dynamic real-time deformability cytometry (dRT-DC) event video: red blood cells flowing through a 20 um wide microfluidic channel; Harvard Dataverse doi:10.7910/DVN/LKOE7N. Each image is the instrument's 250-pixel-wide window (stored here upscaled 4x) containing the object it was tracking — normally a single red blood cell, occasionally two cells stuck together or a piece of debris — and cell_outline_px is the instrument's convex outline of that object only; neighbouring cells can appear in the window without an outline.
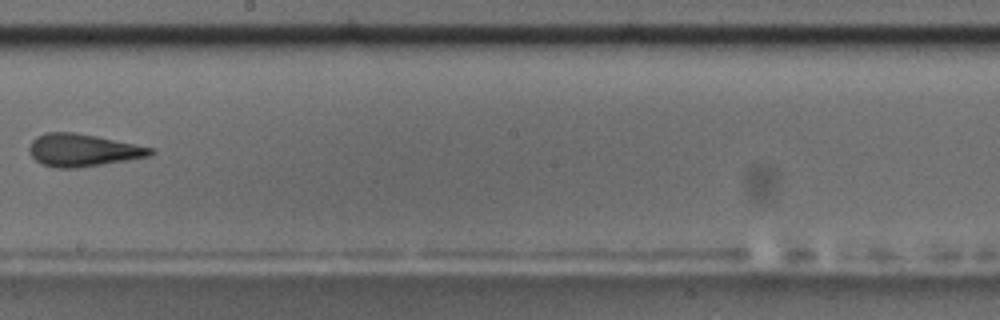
{"species": "common noctule bat (a hibernating species)", "species_latin": "Nyctalus noctula", "temperature_condition": "room temperature", "stored_images_in_passage": 10, "camera_frame_rate_fps": 3000, "um_per_image_px": 0.085, "animal": {"sex": "male", "body_mass_g": 17.5, "forearm_length_mm": 52.3}, "frame": {"image": 1, "passage_image": 9, "time_ms": 9.333, "image_size_px": [1000, 320], "cell_outline_px": [[156, 152], [148, 156], [76, 168], [56, 168], [44, 164], [36, 160], [28, 152], [28, 148], [32, 140], [36, 136], [44, 132], [72, 132], [96, 136], [156, 148]], "centroid_in_image_um": [7.02, 12.75], "position_along_channel_um": 241.2, "area_um2": 22.83}}